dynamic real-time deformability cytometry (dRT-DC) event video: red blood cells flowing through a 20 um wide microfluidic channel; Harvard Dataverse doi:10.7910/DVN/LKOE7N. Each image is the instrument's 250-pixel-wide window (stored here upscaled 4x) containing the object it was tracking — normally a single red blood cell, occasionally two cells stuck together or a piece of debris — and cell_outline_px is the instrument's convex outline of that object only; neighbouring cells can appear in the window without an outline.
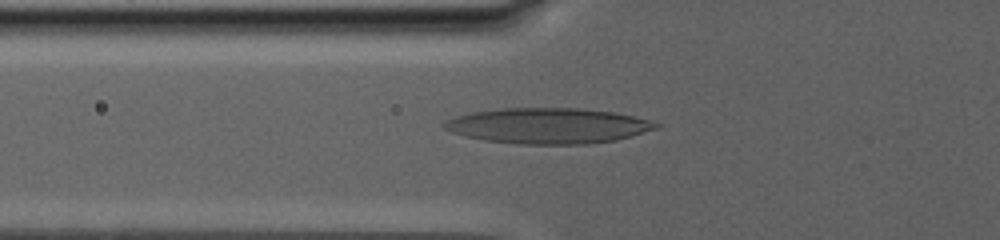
{"species": "human", "species_latin": "Homo sapiens", "temperature_condition": "warm", "stored_images_in_passage": 37, "camera_frame_rate_fps": 3000, "um_per_image_px": 0.085, "donor": {"sex": "male"}, "frame": {"image": 1, "passage_image": 10, "time_ms": 8.667, "image_size_px": [1000, 240], "cell_outline_px": [[660, 128], [616, 140], [588, 144], [520, 144], [484, 140], [464, 136], [452, 132], [444, 128], [440, 124], [444, 120], [456, 116], [472, 112], [504, 108], [576, 108], [612, 112], [632, 116], [648, 120], [660, 124]], "centroid_in_image_um": [46.55, 10.69], "position_along_channel_um": 79.2, "area_um2": 43.87}}
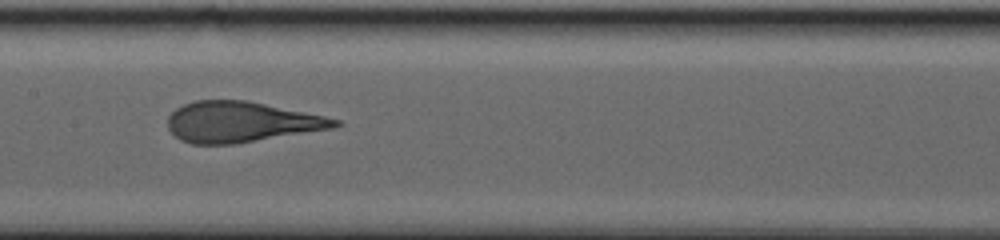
{"frame": {"image": 2, "passage_image": 19, "time_ms": 12.667, "image_size_px": [1000, 240], "cell_outline_px": [[340, 124], [332, 128], [236, 144], [192, 144], [180, 140], [168, 128], [168, 116], [176, 108], [184, 104], [196, 100], [244, 100], [324, 116], [340, 120]], "centroid_in_image_um": [20.45, 10.37], "position_along_channel_um": 187.0, "area_um2": 39.13}}
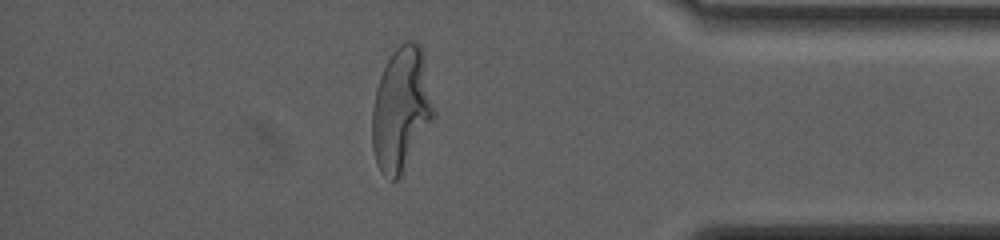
{"frame": {"image": 3, "passage_image": 32, "time_ms": 21.333, "image_size_px": [1000, 240], "cell_outline_px": [[436, 116], [400, 176], [396, 180], [392, 180], [384, 176], [380, 172], [372, 148], [372, 108], [376, 88], [380, 76], [392, 52], [400, 44], [408, 40], [412, 40], [420, 44], [424, 52], [436, 112]], "centroid_in_image_um": [34.13, 9.26], "position_along_channel_um": 401.1, "area_um2": 44.85}, "authors_computed_cell_mechanics": {"area_um2": 40.9802, "velocity_mm_per_s": 2.7082, "shape_relaxation_time_tau1_ms": 7.649, "shape_relaxation_time_tau2_ms": null, "deformation_change_tau1": 0.2794, "deformation_change_tau2": null}}